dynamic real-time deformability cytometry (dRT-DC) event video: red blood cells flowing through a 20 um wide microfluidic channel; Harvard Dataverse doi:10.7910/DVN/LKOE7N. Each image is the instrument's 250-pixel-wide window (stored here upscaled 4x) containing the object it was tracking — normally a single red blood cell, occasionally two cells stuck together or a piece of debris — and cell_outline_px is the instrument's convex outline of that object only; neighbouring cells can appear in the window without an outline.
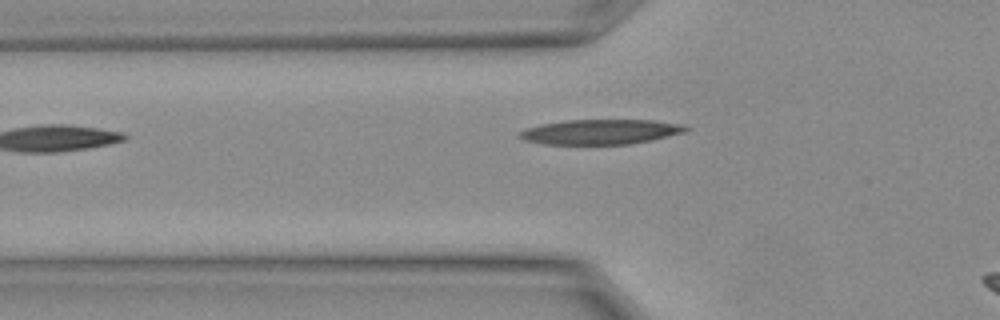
{"species": "Egyptian fruit bat (a non-hibernating species)", "species_latin": "Rousettus aegyptiacus", "temperature_condition": "warm", "stored_images_in_passage": 9, "camera_frame_rate_fps": 3000, "um_per_image_px": 0.085, "animal": {"sex": "female"}, "frame": {"image": 1, "passage_image": 9, "time_ms": 2.667, "image_size_px": [1000, 320], "cell_outline_px": [[688, 128], [684, 132], [652, 140], [628, 144], [544, 144], [524, 140], [520, 136], [520, 132], [528, 128], [544, 124], [572, 120], [652, 120], [676, 124]], "centroid_in_image_um": [51.04, 11.21], "position_along_channel_um": 74.8, "area_um2": 23.52}}